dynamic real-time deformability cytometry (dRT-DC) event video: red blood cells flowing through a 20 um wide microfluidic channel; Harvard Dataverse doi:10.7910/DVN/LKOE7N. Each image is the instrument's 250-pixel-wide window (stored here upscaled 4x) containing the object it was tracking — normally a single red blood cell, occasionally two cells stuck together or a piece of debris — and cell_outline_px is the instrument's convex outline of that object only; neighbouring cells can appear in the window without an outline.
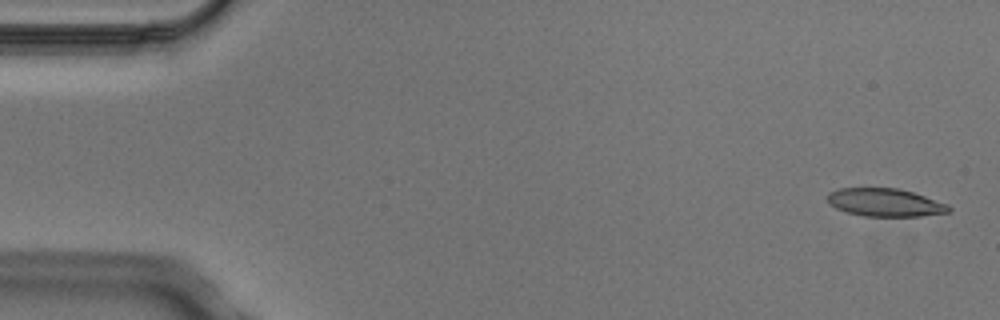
{"species": "Egyptian fruit bat (a non-hibernating species)", "species_latin": "Rousettus aegyptiacus", "temperature_condition": "cold", "stored_images_in_passage": 6, "camera_frame_rate_fps": 3000, "um_per_image_px": 0.085, "animal": {"sex": "male"}, "frame": {"image": 1, "passage_image": 1, "time_ms": 0.0, "image_size_px": [1000, 320], "cell_outline_px": [[952, 208], [948, 212], [920, 216], [864, 216], [848, 212], [836, 208], [828, 200], [828, 192], [840, 188], [896, 188], [912, 192], [948, 204]], "centroid_in_image_um": [75.24, 17.21], "position_along_channel_um": 9.8, "area_um2": 19.54}}
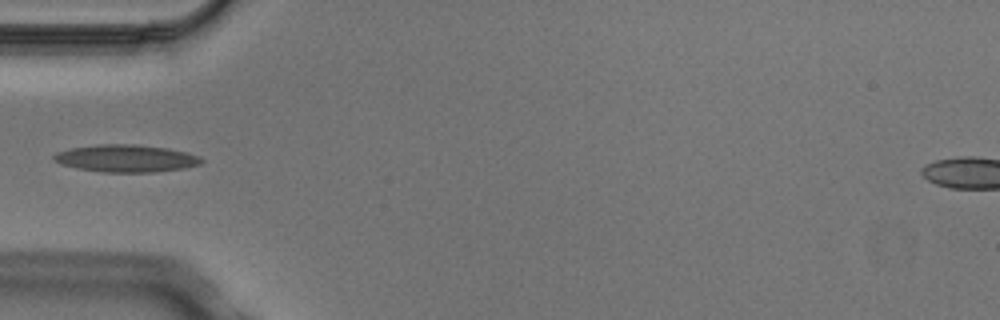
{"frame": {"image": 2, "passage_image": 5, "time_ms": 1.333, "image_size_px": [1000, 320], "cell_outline_px": [[204, 160], [200, 164], [184, 168], [152, 172], [104, 172], [76, 168], [60, 164], [52, 160], [52, 156], [56, 152], [68, 148], [100, 144], [136, 144], [168, 148], [188, 152], [200, 156]], "centroid_in_image_um": [10.69, 13.45], "position_along_channel_um": 74.3, "area_um2": 23.76}}
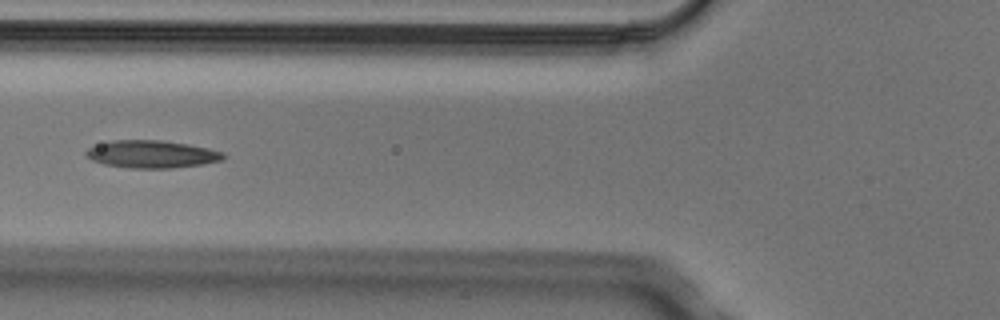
{"frame": {"image": 3, "passage_image": 6, "time_ms": 1.667, "image_size_px": [1000, 320], "cell_outline_px": [[228, 156], [224, 160], [204, 164], [172, 168], [128, 168], [104, 164], [92, 160], [84, 152], [88, 148], [108, 140], [164, 140], [188, 144], [208, 148], [224, 152]], "centroid_in_image_um": [12.94, 13.1], "position_along_channel_um": 112.9, "area_um2": 22.31}}